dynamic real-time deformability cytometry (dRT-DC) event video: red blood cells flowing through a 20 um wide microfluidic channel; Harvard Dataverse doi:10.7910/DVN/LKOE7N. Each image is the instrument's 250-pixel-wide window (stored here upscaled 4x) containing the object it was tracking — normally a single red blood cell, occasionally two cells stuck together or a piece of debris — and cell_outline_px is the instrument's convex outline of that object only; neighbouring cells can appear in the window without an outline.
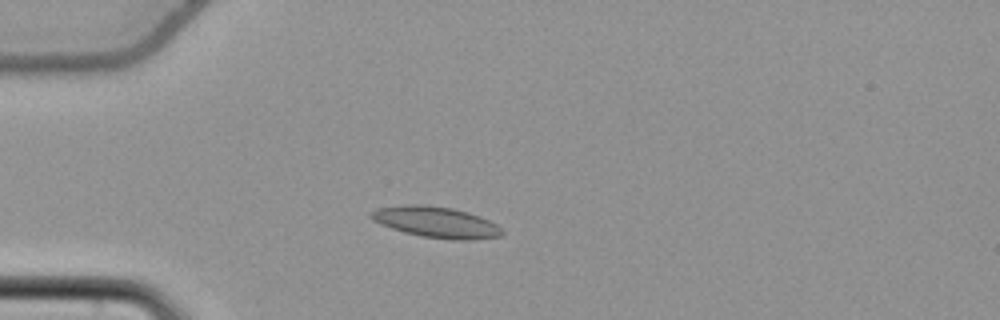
{"species": "common noctule bat (a hibernating species)", "species_latin": "Nyctalus noctula", "temperature_condition": "cold", "stored_images_in_passage": 45, "camera_frame_rate_fps": 3000, "um_per_image_px": 0.085, "animal": {"sex": "female", "body_mass_g": 22.7, "forearm_length_mm": 54.2}, "frame": {"image": 1, "passage_image": 9, "time_ms": 2.667, "image_size_px": [1000, 320], "cell_outline_px": [[504, 232], [500, 236], [472, 240], [452, 240], [420, 236], [404, 232], [380, 224], [372, 220], [368, 216], [368, 212], [376, 208], [408, 204], [424, 204], [452, 208], [468, 212], [480, 216], [496, 224]], "centroid_in_image_um": [37.03, 18.88], "position_along_channel_um": 48.0, "area_um2": 23.87}}
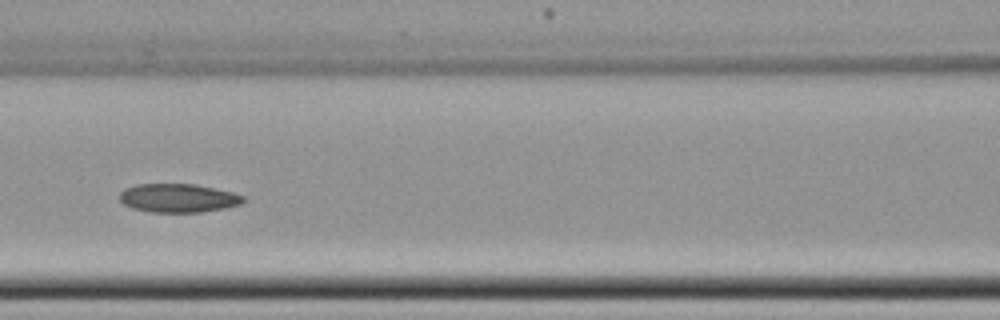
{"frame": {"image": 2, "passage_image": 19, "time_ms": 6.0, "image_size_px": [1000, 320], "cell_outline_px": [[244, 200], [240, 204], [224, 208], [200, 212], [152, 212], [132, 208], [124, 204], [120, 200], [120, 192], [124, 188], [136, 184], [196, 184], [216, 188], [232, 192], [244, 196]], "centroid_in_image_um": [15.13, 16.82], "position_along_channel_um": 151.5, "area_um2": 20.63}}
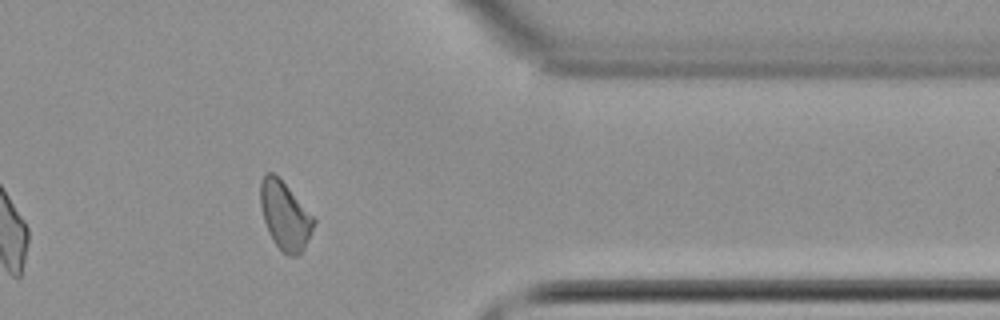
{"frame": {"image": 3, "passage_image": 39, "time_ms": 12.667, "image_size_px": [1000, 320], "cell_outline_px": [[316, 220], [308, 240], [304, 248], [296, 256], [288, 256], [276, 244], [268, 232], [264, 220], [260, 204], [260, 180], [264, 172], [272, 172], [288, 188]], "centroid_in_image_um": [24.19, 18.32], "position_along_channel_um": 387.2, "area_um2": 20.69}}